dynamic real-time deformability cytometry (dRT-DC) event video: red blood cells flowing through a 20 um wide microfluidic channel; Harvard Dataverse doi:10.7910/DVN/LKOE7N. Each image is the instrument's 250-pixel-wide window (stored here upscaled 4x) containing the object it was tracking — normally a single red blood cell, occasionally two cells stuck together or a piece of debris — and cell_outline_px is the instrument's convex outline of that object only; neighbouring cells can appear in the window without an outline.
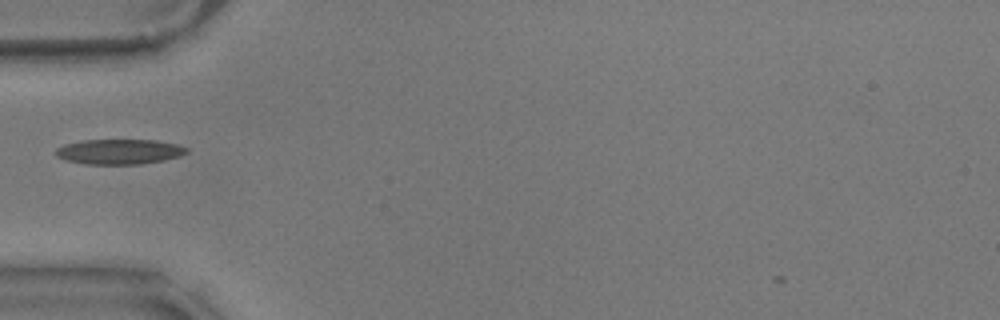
{"species": "common noctule bat (a hibernating species)", "species_latin": "Nyctalus noctula", "temperature_condition": "warm", "stored_images_in_passage": 4, "camera_frame_rate_fps": 3000, "um_per_image_px": 0.085, "animal": {"sex": "male", "body_mass_g": 17.9}, "frame": {"image": 1, "passage_image": 1, "time_ms": 0.0, "image_size_px": [1000, 320], "cell_outline_px": [[188, 152], [180, 156], [164, 160], [140, 164], [84, 164], [64, 160], [56, 156], [56, 148], [64, 144], [80, 140], [156, 140], [176, 144], [188, 148]], "centroid_in_image_um": [10.11, 12.89], "position_along_channel_um": 74.9, "area_um2": 19.25}}